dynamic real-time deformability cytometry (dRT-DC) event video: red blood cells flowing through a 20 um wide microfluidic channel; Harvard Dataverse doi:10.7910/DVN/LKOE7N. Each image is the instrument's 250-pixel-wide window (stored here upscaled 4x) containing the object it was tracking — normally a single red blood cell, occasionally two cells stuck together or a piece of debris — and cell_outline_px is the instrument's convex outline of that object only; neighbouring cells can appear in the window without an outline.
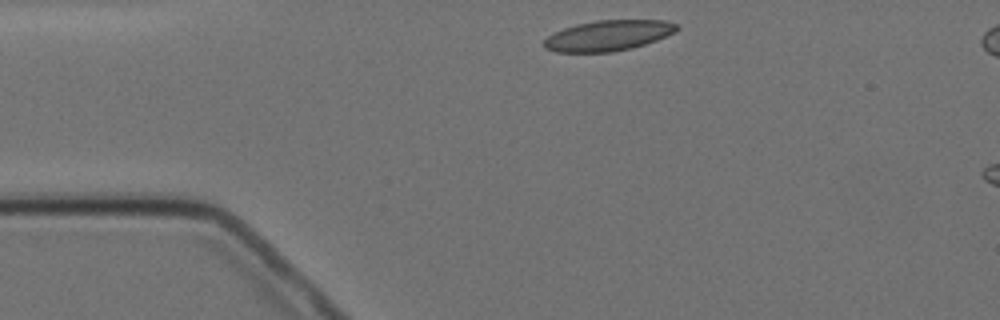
{"species": "Egyptian fruit bat (a non-hibernating species)", "species_latin": "Rousettus aegyptiacus", "temperature_condition": "cold", "stored_images_in_passage": 3, "camera_frame_rate_fps": 3000, "um_per_image_px": 0.085, "animal": {"sex": "female"}, "frame": {"image": 1, "passage_image": 1, "time_ms": 0.0, "image_size_px": [1000, 320], "cell_outline_px": [[680, 28], [676, 32], [656, 40], [644, 44], [612, 52], [556, 52], [544, 48], [544, 40], [548, 36], [564, 28], [576, 24], [596, 20], [664, 20], [680, 24]], "centroid_in_image_um": [51.73, 3.01], "position_along_channel_um": 33.3, "area_um2": 23.58}}